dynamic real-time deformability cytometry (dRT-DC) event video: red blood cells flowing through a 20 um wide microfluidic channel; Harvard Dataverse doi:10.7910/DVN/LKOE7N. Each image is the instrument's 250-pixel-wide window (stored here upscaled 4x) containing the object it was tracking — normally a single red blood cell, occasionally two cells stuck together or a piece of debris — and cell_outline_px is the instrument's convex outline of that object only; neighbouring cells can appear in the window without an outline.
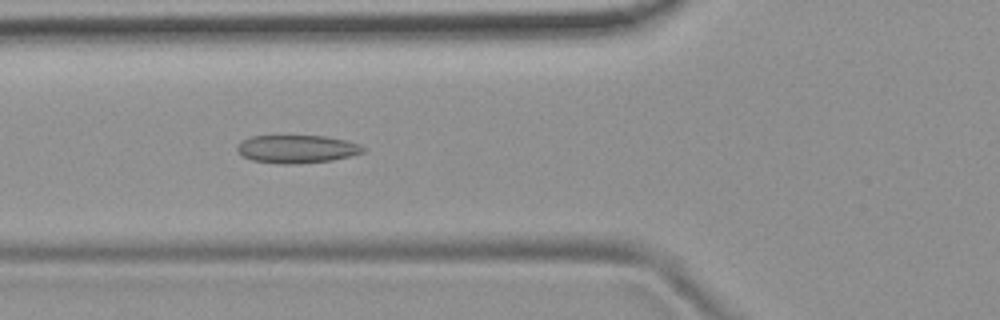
{"species": "common noctule bat (a hibernating species)", "species_latin": "Nyctalus noctula", "temperature_condition": "room temperature", "stored_images_in_passage": 53, "camera_frame_rate_fps": 3000, "um_per_image_px": 0.085, "animal": {"sex": "female", "body_mass_g": 19.9}, "frame": {"image": 1, "passage_image": 19, "time_ms": 6.0, "image_size_px": [1000, 320], "cell_outline_px": [[368, 148], [364, 152], [352, 156], [332, 160], [292, 164], [280, 164], [252, 160], [236, 152], [236, 148], [244, 140], [252, 136], [324, 136], [348, 140], [360, 144]], "centroid_in_image_um": [25.3, 12.67], "position_along_channel_um": 100.5, "area_um2": 20.63}}
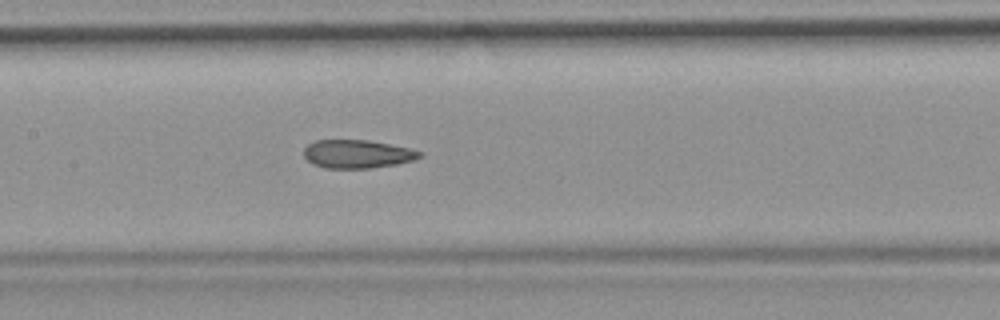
{"frame": {"image": 2, "passage_image": 25, "time_ms": 8.0, "image_size_px": [1000, 320], "cell_outline_px": [[424, 156], [412, 160], [396, 164], [372, 168], [324, 168], [312, 164], [304, 156], [304, 148], [308, 144], [316, 140], [368, 140], [412, 148], [424, 152]], "centroid_in_image_um": [30.4, 13.09], "position_along_channel_um": 177.0, "area_um2": 19.31}}
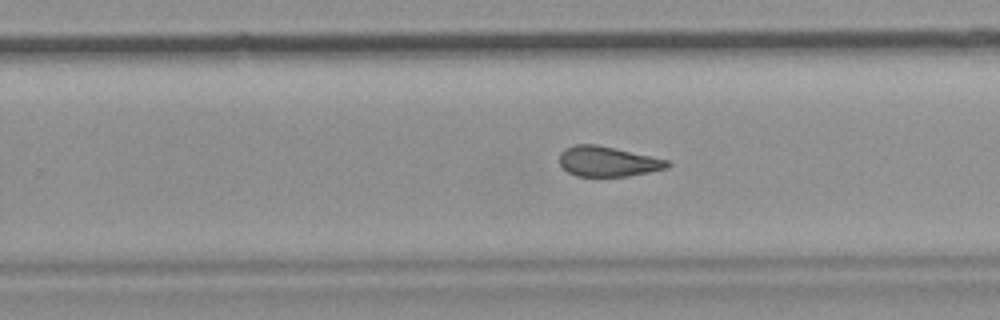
{"frame": {"image": 3, "passage_image": 33, "time_ms": 10.667, "image_size_px": [1000, 320], "cell_outline_px": [[672, 164], [668, 168], [628, 176], [576, 176], [568, 172], [560, 164], [560, 152], [564, 148], [576, 144], [596, 144], [668, 160]], "centroid_in_image_um": [51.65, 13.72], "position_along_channel_um": 278.2, "area_um2": 18.84}, "authors_computed_cell_mechanics": {"area_um2": 20.4612, "velocity_mm_per_s": 3.8201, "shape_relaxation_time_tau1_ms": null, "shape_relaxation_time_tau2_ms": 2.3465, "deformation_change_tau1": null, "deformation_change_tau2": 0.0929}}